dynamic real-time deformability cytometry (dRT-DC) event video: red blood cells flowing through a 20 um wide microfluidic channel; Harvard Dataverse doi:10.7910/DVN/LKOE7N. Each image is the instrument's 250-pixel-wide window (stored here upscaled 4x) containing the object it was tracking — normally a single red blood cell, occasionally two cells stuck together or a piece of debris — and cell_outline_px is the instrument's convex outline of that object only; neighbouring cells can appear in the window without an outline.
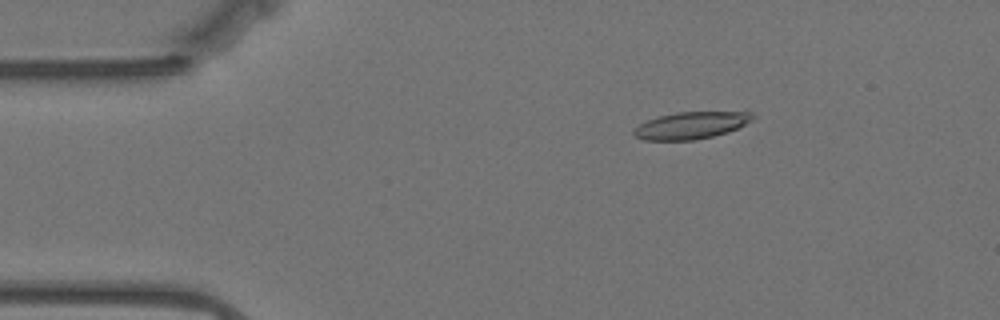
{"species": "Egyptian fruit bat (a non-hibernating species)", "species_latin": "Rousettus aegyptiacus", "temperature_condition": "warm", "stored_images_in_passage": 57, "camera_frame_rate_fps": 3000, "um_per_image_px": 0.085, "animal": {"sex": "female"}, "frame": {"image": 1, "passage_image": 9, "time_ms": 2.667, "image_size_px": [1000, 320], "cell_outline_px": [[756, 116], [752, 120], [728, 132], [696, 140], [644, 140], [636, 136], [632, 132], [640, 124], [648, 120], [660, 116], [676, 112], [752, 112]], "centroid_in_image_um": [58.75, 10.66], "position_along_channel_um": 26.2, "area_um2": 18.5}}
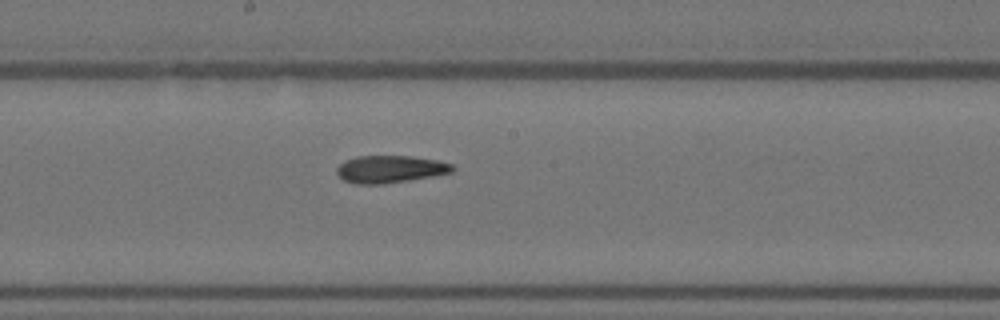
{"frame": {"image": 2, "passage_image": 30, "time_ms": 9.667, "image_size_px": [1000, 320], "cell_outline_px": [[456, 168], [452, 172], [432, 176], [408, 180], [380, 184], [356, 184], [344, 180], [336, 172], [336, 168], [344, 160], [356, 156], [412, 156], [436, 160], [452, 164]], "centroid_in_image_um": [33.15, 14.37], "position_along_channel_um": 215.1, "area_um2": 18.38}}
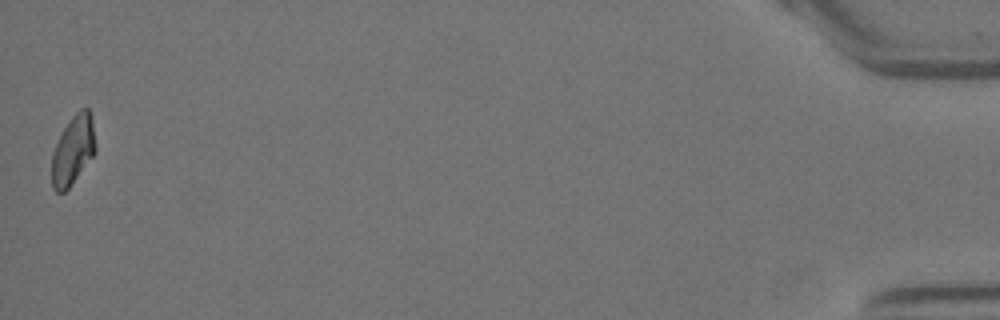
{"frame": {"image": 3, "passage_image": 57, "time_ms": 18.667, "image_size_px": [1000, 320], "cell_outline_px": [[96, 152], [68, 188], [64, 192], [56, 192], [52, 188], [52, 152], [64, 128], [72, 116], [80, 108], [88, 108], [92, 116], [96, 144]], "centroid_in_image_um": [6.22, 12.74], "position_along_channel_um": 429.0, "area_um2": 17.57}, "authors_computed_cell_mechanics": {"area_um2": 18.7272, "velocity_mm_per_s": 3.4914, "shape_relaxation_time_tau1_ms": 10.2137, "shape_relaxation_time_tau2_ms": 6.0813, "deformation_change_tau1": 0.1932, "deformation_change_tau2": 0.1413}}